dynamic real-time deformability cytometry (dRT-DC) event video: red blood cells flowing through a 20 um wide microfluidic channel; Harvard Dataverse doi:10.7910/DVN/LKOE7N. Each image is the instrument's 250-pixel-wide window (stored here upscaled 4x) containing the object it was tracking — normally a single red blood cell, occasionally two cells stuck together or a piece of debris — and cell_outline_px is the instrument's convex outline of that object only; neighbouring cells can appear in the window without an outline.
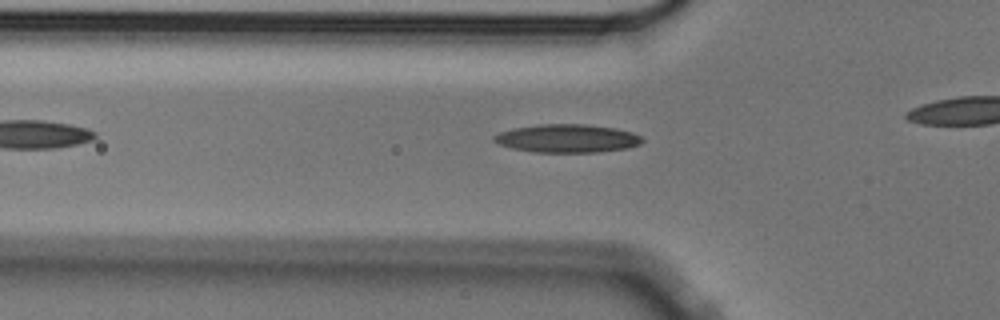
{"species": "Egyptian fruit bat (a non-hibernating species)", "species_latin": "Rousettus aegyptiacus", "temperature_condition": "cold", "stored_images_in_passage": 30, "camera_frame_rate_fps": 3000, "um_per_image_px": 0.085, "animal": {"sex": "male"}, "frame": {"image": 1, "passage_image": 3, "time_ms": 0.667, "image_size_px": [1000, 320], "cell_outline_px": [[644, 140], [640, 144], [628, 148], [596, 152], [532, 152], [512, 148], [500, 144], [492, 140], [492, 136], [500, 132], [516, 128], [540, 124], [584, 124], [616, 128], [632, 132], [640, 136]], "centroid_in_image_um": [48.22, 11.76], "position_along_channel_um": 77.6, "area_um2": 24.33}}
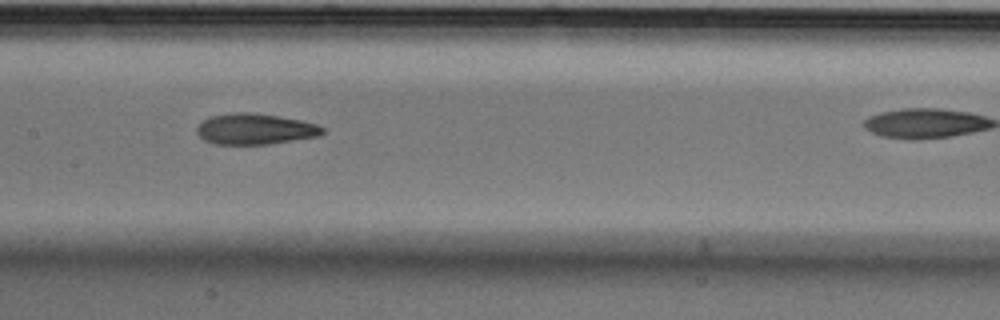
{"frame": {"image": 2, "passage_image": 12, "time_ms": 3.667, "image_size_px": [1000, 320], "cell_outline_px": [[324, 132], [320, 136], [268, 144], [216, 144], [204, 140], [196, 132], [196, 128], [204, 120], [212, 116], [236, 112], [248, 112], [280, 116], [300, 120], [316, 124], [324, 128]], "centroid_in_image_um": [21.7, 10.97], "position_along_channel_um": 185.7, "area_um2": 22.48}}
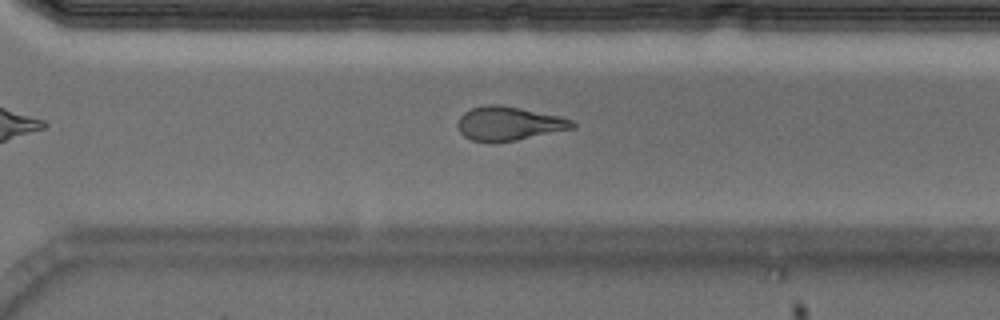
{"frame": {"image": 3, "passage_image": 24, "time_ms": 7.667, "image_size_px": [1000, 320], "cell_outline_px": [[576, 124], [572, 128], [516, 140], [472, 140], [464, 136], [460, 132], [456, 124], [460, 116], [464, 112], [472, 108], [488, 104], [500, 104], [560, 116], [572, 120]], "centroid_in_image_um": [43.23, 10.46], "position_along_channel_um": 327.4, "area_um2": 22.08}}